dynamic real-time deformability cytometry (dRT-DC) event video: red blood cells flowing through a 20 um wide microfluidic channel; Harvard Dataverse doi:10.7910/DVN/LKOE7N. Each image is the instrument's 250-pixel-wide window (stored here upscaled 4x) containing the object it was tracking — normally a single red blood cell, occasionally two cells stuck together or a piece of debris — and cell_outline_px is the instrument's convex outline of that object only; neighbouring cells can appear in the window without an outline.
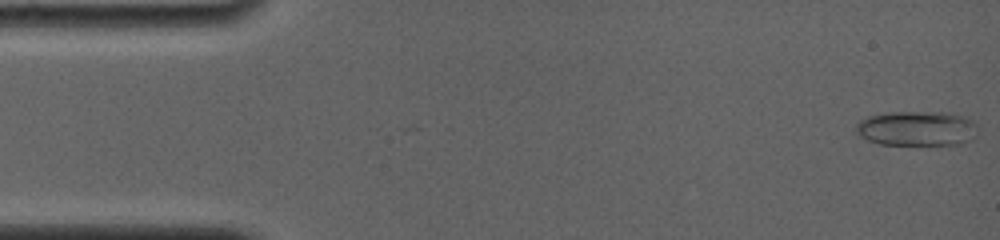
{"species": "common noctule bat (a hibernating species)", "species_latin": "Nyctalus noctula", "temperature_condition": "room temperature", "stored_images_in_passage": 65, "camera_frame_rate_fps": 4000, "um_per_image_px": 0.085, "animal": {"sex": "female", "body_mass_g": 19.0, "forearm_length_mm": 56.7}, "frame": {"image": 1, "passage_image": 1, "time_ms": 0.0, "image_size_px": [1000, 240], "cell_outline_px": [[976, 136], [972, 140], [960, 144], [880, 144], [868, 140], [860, 136], [856, 132], [856, 124], [860, 120], [868, 116], [888, 112], [948, 112], [964, 116], [972, 120], [976, 124]], "centroid_in_image_um": [77.95, 10.91], "position_along_channel_um": 7.1, "area_um2": 24.8}}
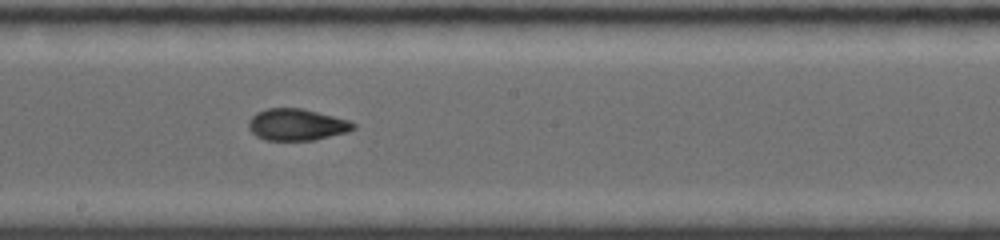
{"frame": {"image": 2, "passage_image": 36, "time_ms": 8.75, "image_size_px": [1000, 240], "cell_outline_px": [[356, 128], [348, 132], [316, 140], [264, 140], [256, 136], [248, 128], [248, 120], [256, 112], [268, 108], [300, 108], [348, 120], [356, 124]], "centroid_in_image_um": [25.21, 10.6], "position_along_channel_um": 223.0, "area_um2": 19.36}}
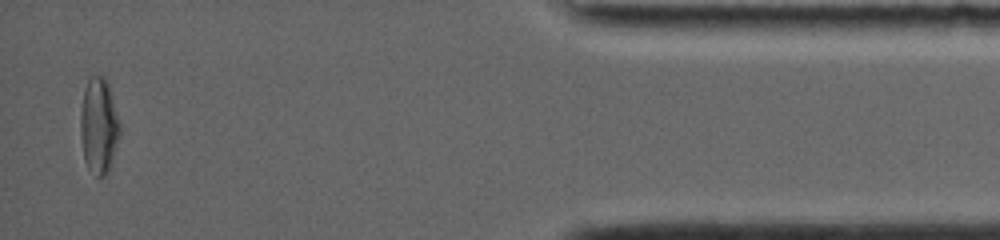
{"frame": {"image": 3, "passage_image": 63, "time_ms": 15.5, "image_size_px": [1000, 240], "cell_outline_px": [[120, 132], [108, 172], [104, 176], [96, 176], [88, 168], [84, 160], [80, 132], [80, 116], [84, 88], [88, 80], [92, 76], [104, 76], [108, 80], [120, 128]], "centroid_in_image_um": [8.38, 10.67], "position_along_channel_um": 426.8, "area_um2": 21.79}}